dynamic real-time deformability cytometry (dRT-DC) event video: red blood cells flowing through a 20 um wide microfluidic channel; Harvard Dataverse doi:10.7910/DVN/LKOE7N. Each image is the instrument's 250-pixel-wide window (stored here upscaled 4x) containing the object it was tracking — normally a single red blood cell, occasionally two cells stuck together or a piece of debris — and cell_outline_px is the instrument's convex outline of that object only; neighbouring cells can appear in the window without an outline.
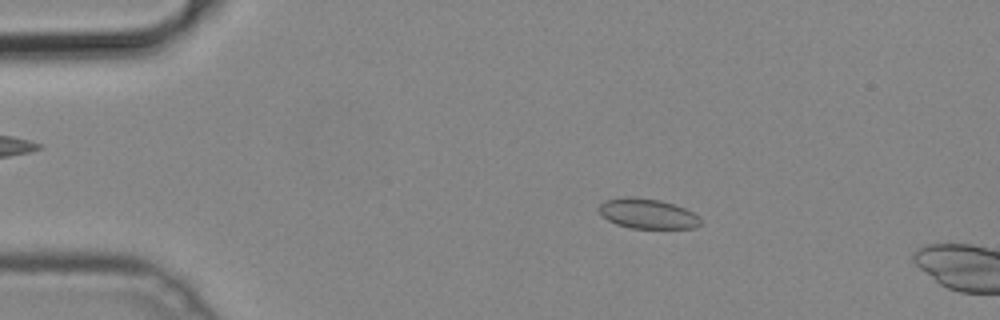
{"species": "common noctule bat (a hibernating species)", "species_latin": "Nyctalus noctula", "temperature_condition": "cold", "stored_images_in_passage": 12, "camera_frame_rate_fps": 3000, "um_per_image_px": 0.085, "animal": {"sex": "male", "body_mass_g": 19.2, "forearm_length_mm": 51.8}, "frame": {"image": 1, "passage_image": 9, "time_ms": 2.667, "image_size_px": [1000, 320], "cell_outline_px": [[700, 224], [692, 228], [632, 228], [616, 224], [608, 220], [596, 208], [604, 200], [624, 196], [632, 196], [660, 200], [684, 208], [700, 216]], "centroid_in_image_um": [55.0, 18.15], "position_along_channel_um": 30.0, "area_um2": 17.74}}